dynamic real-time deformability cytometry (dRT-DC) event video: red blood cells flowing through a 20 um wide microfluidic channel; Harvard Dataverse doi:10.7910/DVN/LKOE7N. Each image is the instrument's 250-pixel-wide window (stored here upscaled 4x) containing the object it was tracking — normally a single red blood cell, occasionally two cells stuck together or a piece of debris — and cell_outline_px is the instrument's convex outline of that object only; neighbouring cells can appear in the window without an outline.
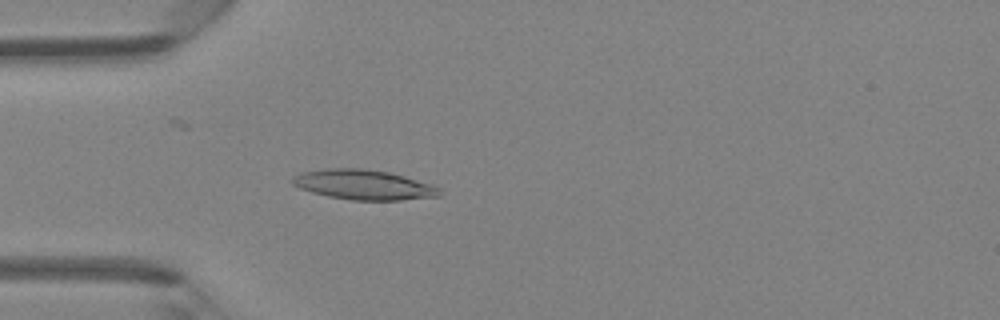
{"species": "Egyptian fruit bat (a non-hibernating species)", "species_latin": "Rousettus aegyptiacus", "temperature_condition": "room temperature", "stored_images_in_passage": 40, "camera_frame_rate_fps": 3000, "um_per_image_px": 0.085, "animal": {"sex": "female"}, "frame": {"image": 1, "passage_image": 8, "time_ms": 2.333, "image_size_px": [1000, 320], "cell_outline_px": [[440, 196], [400, 200], [352, 200], [328, 196], [312, 192], [300, 188], [292, 184], [292, 176], [304, 172], [324, 168], [364, 168], [388, 172], [404, 176], [432, 184], [440, 188]], "centroid_in_image_um": [30.91, 15.7], "position_along_channel_um": 54.1, "area_um2": 25.61}}
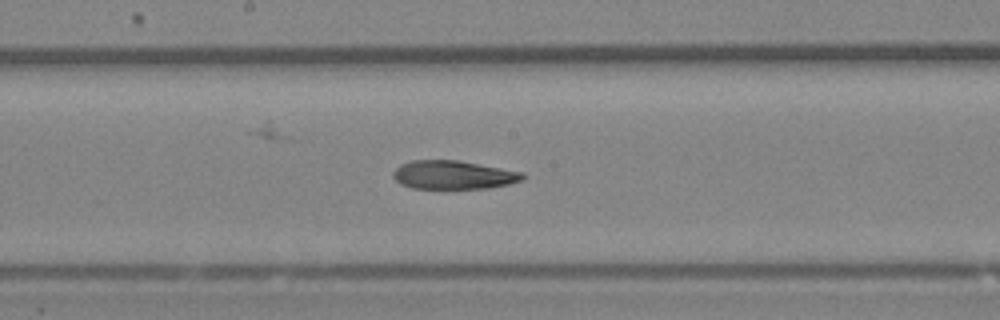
{"frame": {"image": 2, "passage_image": 19, "time_ms": 6.0, "image_size_px": [1000, 320], "cell_outline_px": [[524, 180], [508, 184], [488, 188], [412, 188], [400, 184], [392, 176], [392, 172], [400, 164], [412, 160], [460, 160], [524, 172]], "centroid_in_image_um": [38.54, 14.85], "position_along_channel_um": 209.7, "area_um2": 21.68}}
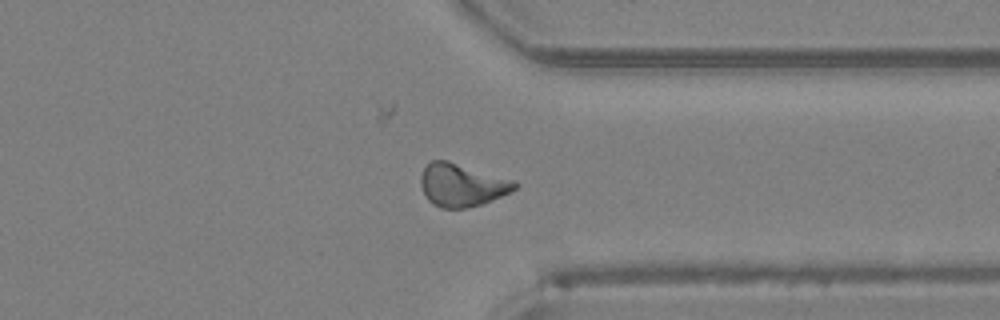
{"frame": {"image": 3, "passage_image": 30, "time_ms": 9.667, "image_size_px": [1000, 320], "cell_outline_px": [[520, 184], [516, 188], [500, 196], [480, 204], [464, 208], [440, 208], [432, 204], [428, 200], [420, 184], [420, 176], [424, 168], [432, 160], [448, 160], [516, 180]], "centroid_in_image_um": [39.25, 15.71], "position_along_channel_um": 372.1, "area_um2": 23.47}}